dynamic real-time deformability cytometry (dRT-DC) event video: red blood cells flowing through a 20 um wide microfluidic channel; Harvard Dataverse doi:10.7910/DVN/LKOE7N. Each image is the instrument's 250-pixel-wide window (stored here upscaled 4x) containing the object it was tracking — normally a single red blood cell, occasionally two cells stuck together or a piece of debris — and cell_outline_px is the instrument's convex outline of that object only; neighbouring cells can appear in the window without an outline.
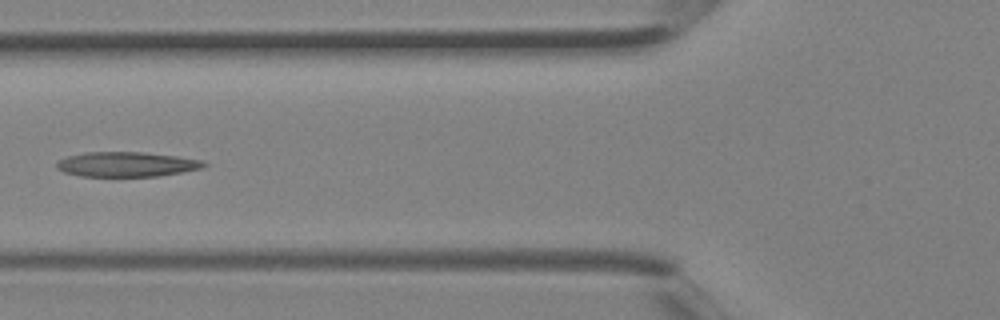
{"species": "Egyptian fruit bat (a non-hibernating species)", "species_latin": "Rousettus aegyptiacus", "temperature_condition": "room temperature", "stored_images_in_passage": 5, "camera_frame_rate_fps": 3000, "um_per_image_px": 0.085, "animal": {"sex": "female"}, "frame": {"image": 1, "passage_image": 5, "time_ms": 1.333, "image_size_px": [1000, 320], "cell_outline_px": [[208, 164], [200, 168], [160, 176], [80, 176], [64, 172], [56, 168], [56, 164], [60, 160], [68, 156], [84, 152], [144, 152], [176, 156], [204, 160]], "centroid_in_image_um": [10.76, 13.96], "position_along_channel_um": 115.0, "area_um2": 21.21}}